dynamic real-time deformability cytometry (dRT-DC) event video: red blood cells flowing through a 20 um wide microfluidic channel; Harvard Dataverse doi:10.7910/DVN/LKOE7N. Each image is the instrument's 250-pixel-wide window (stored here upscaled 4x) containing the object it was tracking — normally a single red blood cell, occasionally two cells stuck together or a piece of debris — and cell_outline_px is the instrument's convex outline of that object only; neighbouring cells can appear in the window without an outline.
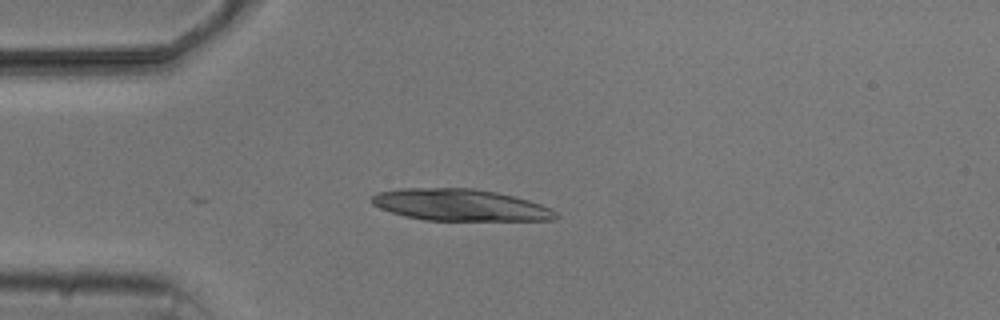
{"species": "common noctule bat (a hibernating species)", "species_latin": "Nyctalus noctula", "temperature_condition": "cold", "stored_images_in_passage": 3, "camera_frame_rate_fps": 3000, "um_per_image_px": 0.085, "animal": {"sex": "male", "body_mass_g": 20.5, "forearm_length_mm": 52.5}, "frame": {"image": 1, "passage_image": 3, "time_ms": 2.0, "image_size_px": [1000, 320], "cell_outline_px": [[560, 216], [556, 220], [424, 220], [404, 216], [380, 208], [372, 204], [368, 200], [376, 192], [400, 188], [476, 188], [496, 192], [528, 200], [552, 208]], "centroid_in_image_um": [39.09, 17.42], "position_along_channel_um": 45.9, "area_um2": 34.22}}